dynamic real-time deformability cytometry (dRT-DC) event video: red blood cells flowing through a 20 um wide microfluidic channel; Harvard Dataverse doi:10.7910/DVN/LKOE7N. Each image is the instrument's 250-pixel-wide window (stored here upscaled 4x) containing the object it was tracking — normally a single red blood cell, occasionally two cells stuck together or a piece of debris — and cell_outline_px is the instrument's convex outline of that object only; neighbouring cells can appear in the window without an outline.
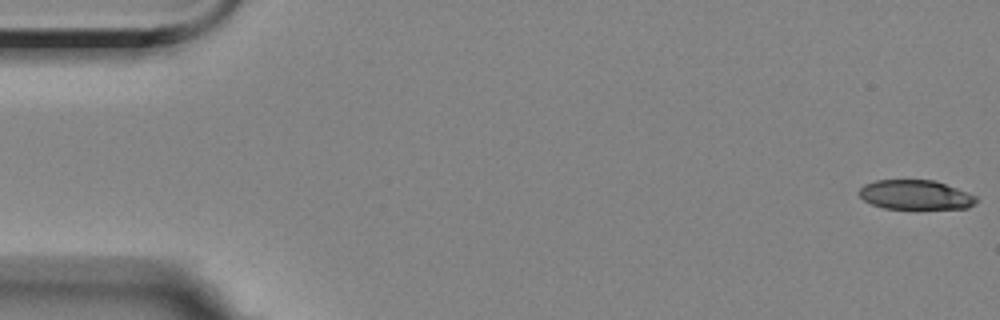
{"species": "Egyptian fruit bat (a non-hibernating species)", "species_latin": "Rousettus aegyptiacus", "temperature_condition": "room temperature", "stored_images_in_passage": 57, "camera_frame_rate_fps": 3000, "um_per_image_px": 0.085, "animal": {"sex": "female"}, "frame": {"image": 1, "passage_image": 1, "time_ms": 0.0, "image_size_px": [1000, 320], "cell_outline_px": [[980, 200], [976, 204], [968, 208], [884, 208], [872, 204], [864, 200], [856, 192], [864, 184], [876, 180], [932, 180], [956, 188], [976, 196]], "centroid_in_image_um": [77.8, 16.56], "position_along_channel_um": 7.2, "area_um2": 20.0}}
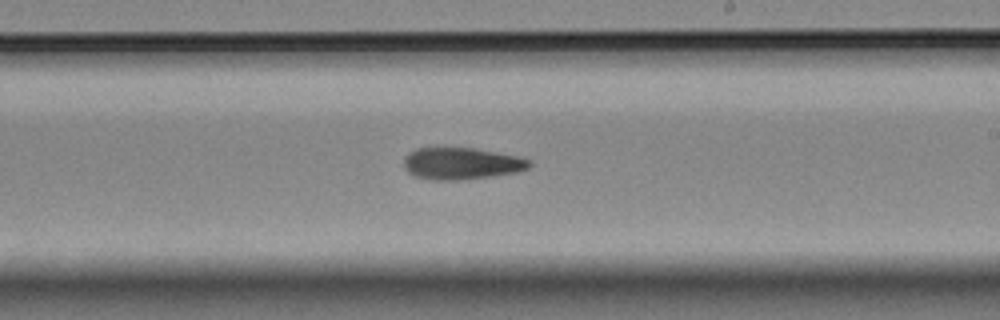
{"frame": {"image": 2, "passage_image": 33, "time_ms": 10.667, "image_size_px": [1000, 320], "cell_outline_px": [[532, 164], [528, 168], [520, 172], [492, 176], [460, 180], [432, 180], [416, 176], [408, 172], [404, 168], [404, 156], [408, 152], [416, 148], [436, 144], [476, 148], [520, 156], [532, 160]], "centroid_in_image_um": [39.2, 13.84], "position_along_channel_um": 249.8, "area_um2": 24.51}}
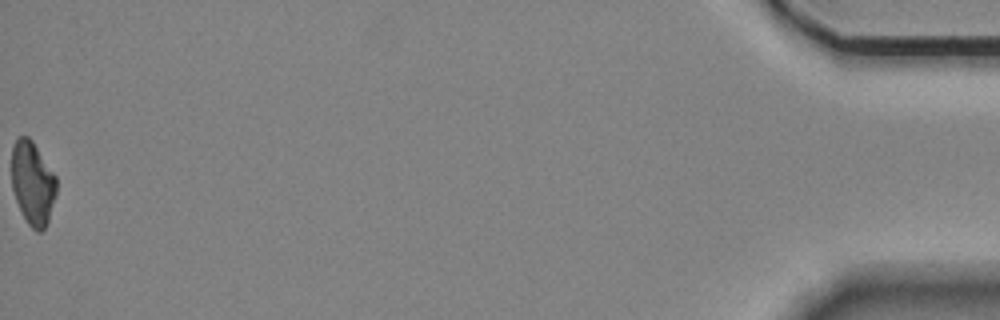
{"frame": {"image": 3, "passage_image": 57, "time_ms": 18.667, "image_size_px": [1000, 320], "cell_outline_px": [[56, 196], [48, 220], [44, 228], [40, 232], [36, 232], [28, 224], [16, 200], [12, 188], [12, 144], [20, 136], [28, 136], [32, 140], [56, 176]], "centroid_in_image_um": [2.77, 15.55], "position_along_channel_um": 432.4, "area_um2": 21.68}}